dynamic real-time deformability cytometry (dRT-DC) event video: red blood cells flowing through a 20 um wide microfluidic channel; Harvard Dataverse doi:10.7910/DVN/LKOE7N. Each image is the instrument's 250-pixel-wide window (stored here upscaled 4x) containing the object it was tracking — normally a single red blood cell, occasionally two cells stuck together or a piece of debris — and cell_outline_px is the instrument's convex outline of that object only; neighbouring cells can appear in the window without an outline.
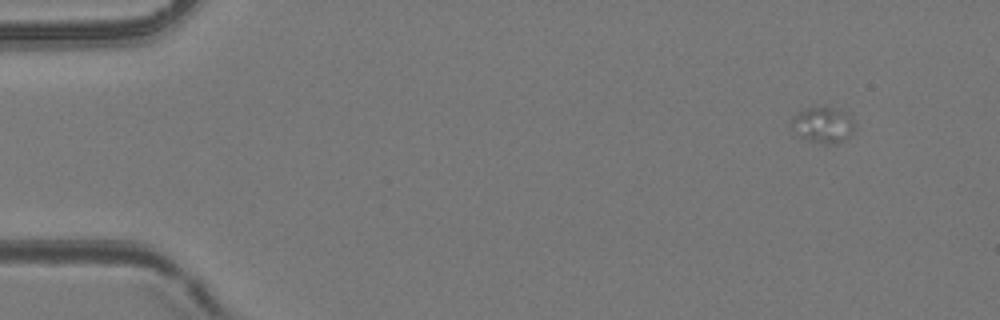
{"species": "common noctule bat (a hibernating species)", "species_latin": "Nyctalus noctula", "temperature_condition": "room temperature", "stored_images_in_passage": 5, "camera_frame_rate_fps": 3000, "um_per_image_px": 0.085, "animal": {"sex": "female", "body_mass_g": 24.6, "forearm_length_mm": 56.2}, "frame": {"image": 1, "passage_image": 5, "time_ms": 1.333, "image_size_px": [1000, 320], "cell_outline_px": [[856, 124], [852, 132], [844, 140], [836, 144], [824, 144], [792, 136], [792, 116], [796, 112], [808, 108], [832, 108], [848, 112], [852, 116]], "centroid_in_image_um": [69.93, 10.64], "position_along_channel_um": 15.1, "area_um2": 13.58}}